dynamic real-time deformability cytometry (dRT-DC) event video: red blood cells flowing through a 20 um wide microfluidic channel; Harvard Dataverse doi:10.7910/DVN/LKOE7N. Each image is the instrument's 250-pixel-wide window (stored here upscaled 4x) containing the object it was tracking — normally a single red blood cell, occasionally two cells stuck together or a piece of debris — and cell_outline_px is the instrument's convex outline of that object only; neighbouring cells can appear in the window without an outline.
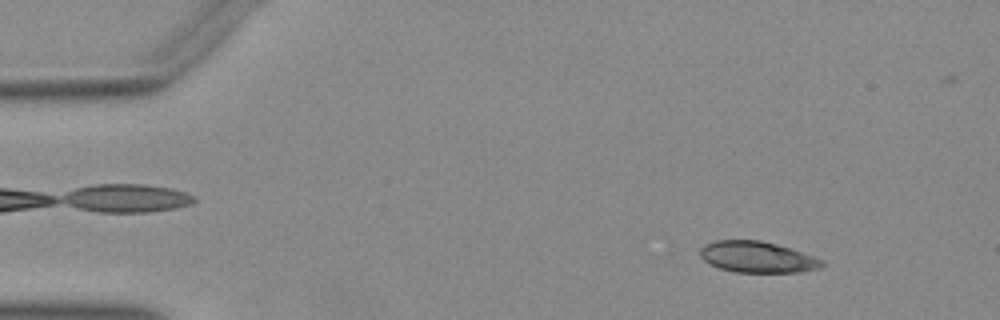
{"species": "Egyptian fruit bat (a non-hibernating species)", "species_latin": "Rousettus aegyptiacus", "temperature_condition": "warm", "stored_images_in_passage": 50, "camera_frame_rate_fps": 3000, "um_per_image_px": 0.085, "animal": {"sex": "female"}, "frame": {"image": 1, "passage_image": 5, "time_ms": 1.333, "image_size_px": [1000, 320], "cell_outline_px": [[824, 264], [820, 268], [800, 272], [736, 272], [720, 268], [704, 260], [700, 256], [700, 248], [704, 244], [716, 240], [760, 240], [776, 244], [824, 260]], "centroid_in_image_um": [64.35, 21.84], "position_along_channel_um": 20.6, "area_um2": 21.91}}
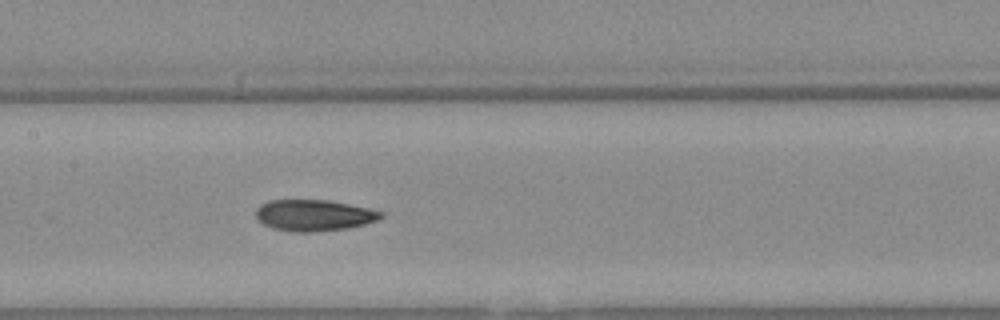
{"frame": {"image": 2, "passage_image": 24, "time_ms": 7.667, "image_size_px": [1000, 320], "cell_outline_px": [[384, 216], [376, 220], [364, 224], [348, 228], [316, 232], [292, 232], [272, 228], [256, 220], [256, 208], [260, 204], [268, 200], [328, 200], [368, 208], [384, 212]], "centroid_in_image_um": [26.65, 18.3], "position_along_channel_um": 180.8, "area_um2": 22.95}}
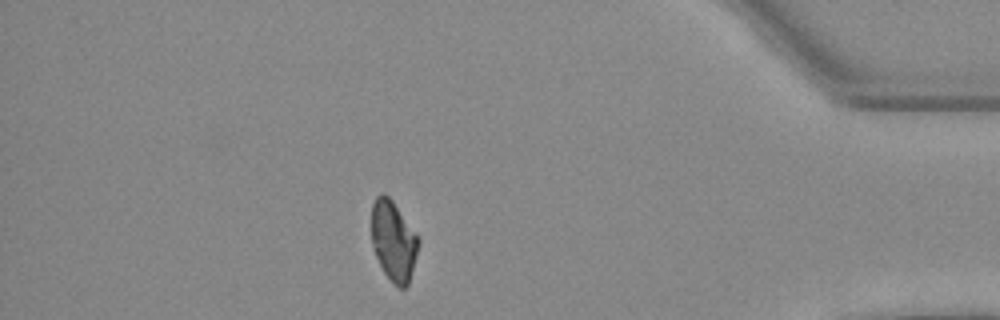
{"frame": {"image": 3, "passage_image": 44, "time_ms": 14.333, "image_size_px": [1000, 320], "cell_outline_px": [[420, 240], [416, 256], [408, 284], [404, 288], [400, 288], [384, 272], [372, 248], [372, 204], [376, 196], [384, 192], [392, 200], [420, 236]], "centroid_in_image_um": [33.45, 20.42], "position_along_channel_um": 401.7, "area_um2": 21.85}}